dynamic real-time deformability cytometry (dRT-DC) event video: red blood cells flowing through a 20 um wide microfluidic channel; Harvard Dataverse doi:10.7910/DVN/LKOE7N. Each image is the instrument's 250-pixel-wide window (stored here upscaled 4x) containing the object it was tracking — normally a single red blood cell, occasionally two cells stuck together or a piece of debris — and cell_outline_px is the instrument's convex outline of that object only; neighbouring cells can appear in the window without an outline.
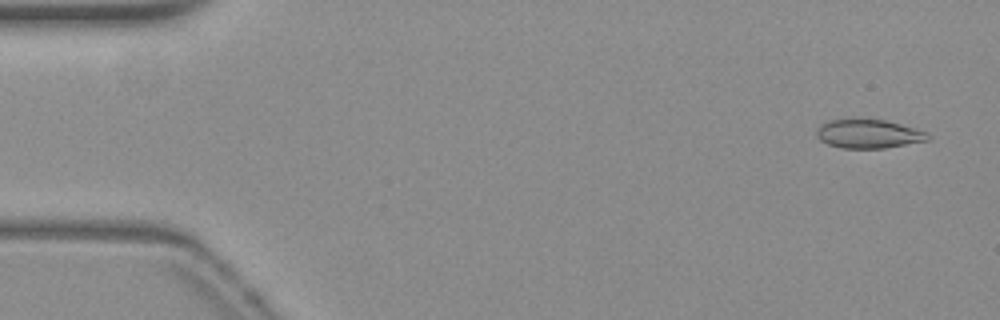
{"species": "common noctule bat (a hibernating species)", "species_latin": "Nyctalus noctula", "temperature_condition": "warm", "stored_images_in_passage": 13, "camera_frame_rate_fps": 3000, "um_per_image_px": 0.085, "animal": {"sex": "female", "body_mass_g": 19.3, "forearm_length_mm": 54.1}, "frame": {"image": 1, "passage_image": 3, "time_ms": 0.667, "image_size_px": [1000, 320], "cell_outline_px": [[928, 140], [884, 148], [844, 148], [828, 144], [820, 140], [816, 136], [816, 132], [820, 124], [828, 120], [884, 120], [900, 124], [928, 132]], "centroid_in_image_um": [73.8, 11.38], "position_along_channel_um": 11.2, "area_um2": 18.32}}